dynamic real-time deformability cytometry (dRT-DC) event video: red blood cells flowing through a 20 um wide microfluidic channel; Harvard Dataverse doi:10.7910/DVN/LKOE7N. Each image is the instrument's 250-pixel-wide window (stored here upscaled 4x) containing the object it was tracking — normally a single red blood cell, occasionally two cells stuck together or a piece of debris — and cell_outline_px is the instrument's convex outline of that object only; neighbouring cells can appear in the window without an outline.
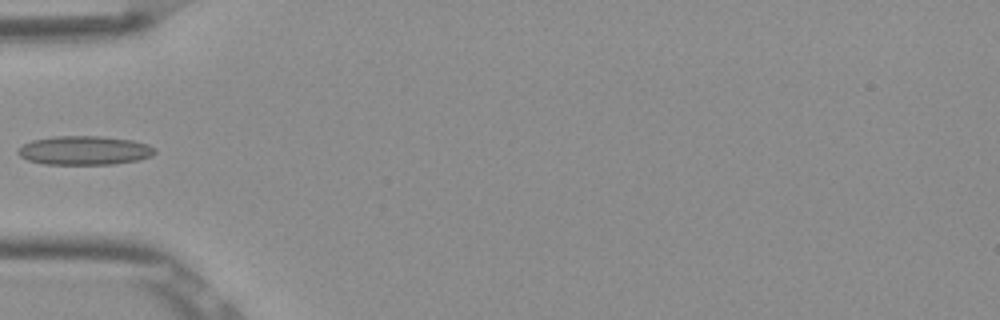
{"species": "Egyptian fruit bat (a non-hibernating species)", "species_latin": "Rousettus aegyptiacus", "temperature_condition": "room temperature", "stored_images_in_passage": 6, "camera_frame_rate_fps": 3000, "um_per_image_px": 0.085, "frame": {"image": 1, "passage_image": 6, "time_ms": 1.667, "image_size_px": [1000, 320], "cell_outline_px": [[156, 152], [152, 156], [140, 160], [112, 164], [44, 164], [28, 160], [20, 156], [16, 152], [16, 148], [32, 140], [52, 136], [100, 136], [132, 140], [148, 144], [156, 148]], "centroid_in_image_um": [7.18, 12.78], "position_along_channel_um": 77.8, "area_um2": 23.29}}